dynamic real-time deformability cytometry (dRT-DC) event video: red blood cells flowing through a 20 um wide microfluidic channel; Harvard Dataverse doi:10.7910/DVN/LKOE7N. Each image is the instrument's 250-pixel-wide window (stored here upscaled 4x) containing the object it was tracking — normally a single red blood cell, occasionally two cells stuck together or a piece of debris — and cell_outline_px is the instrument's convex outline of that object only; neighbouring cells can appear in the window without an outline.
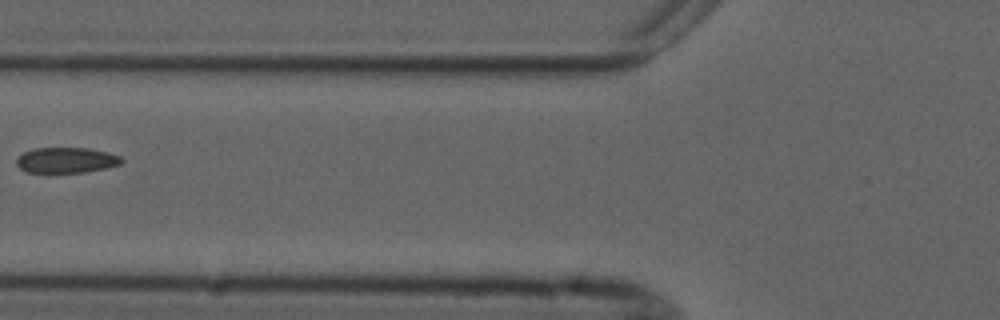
{"species": "common noctule bat (a hibernating species)", "species_latin": "Nyctalus noctula", "temperature_condition": "cold", "stored_images_in_passage": 6, "camera_frame_rate_fps": 3000, "um_per_image_px": 0.085, "animal": {"sex": "male", "forearm_length_mm": 52.5}, "frame": {"image": 1, "passage_image": 6, "time_ms": 6.667, "image_size_px": [1000, 320], "cell_outline_px": [[124, 160], [120, 164], [104, 168], [84, 172], [24, 172], [16, 164], [16, 160], [24, 152], [32, 148], [88, 148], [108, 152], [120, 156]], "centroid_in_image_um": [5.62, 13.61], "position_along_channel_um": 120.2, "area_um2": 15.55}}